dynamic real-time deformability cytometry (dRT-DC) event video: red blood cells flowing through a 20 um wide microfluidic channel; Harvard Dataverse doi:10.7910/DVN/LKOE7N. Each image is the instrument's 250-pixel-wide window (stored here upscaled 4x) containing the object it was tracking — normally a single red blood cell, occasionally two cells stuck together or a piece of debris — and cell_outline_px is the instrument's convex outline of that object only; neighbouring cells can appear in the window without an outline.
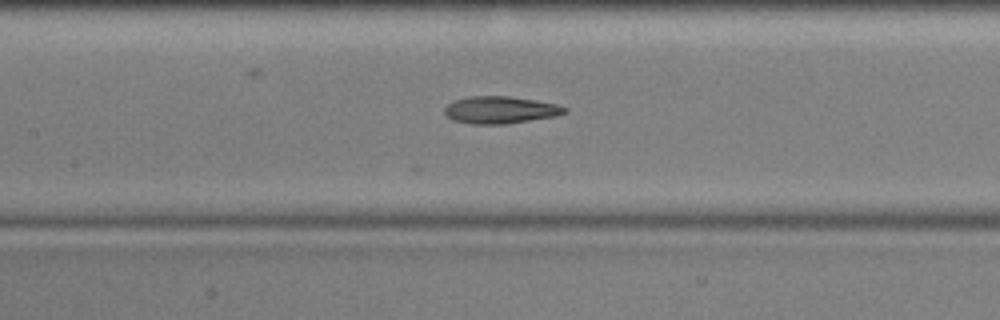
{"species": "common noctule bat (a hibernating species)", "species_latin": "Nyctalus noctula", "temperature_condition": "cold", "stored_images_in_passage": 27, "camera_frame_rate_fps": 3000, "um_per_image_px": 0.085, "animal": {"sex": "male", "body_mass_g": 17.9, "forearm_length_mm": 54.2}, "frame": {"image": 1, "passage_image": 14, "time_ms": 4.333, "image_size_px": [1000, 320], "cell_outline_px": [[568, 112], [556, 116], [504, 124], [472, 124], [452, 120], [444, 112], [444, 108], [448, 104], [456, 100], [472, 96], [508, 96], [536, 100], [556, 104], [568, 108]], "centroid_in_image_um": [42.55, 9.34], "position_along_channel_um": 164.9, "area_um2": 18.96}}
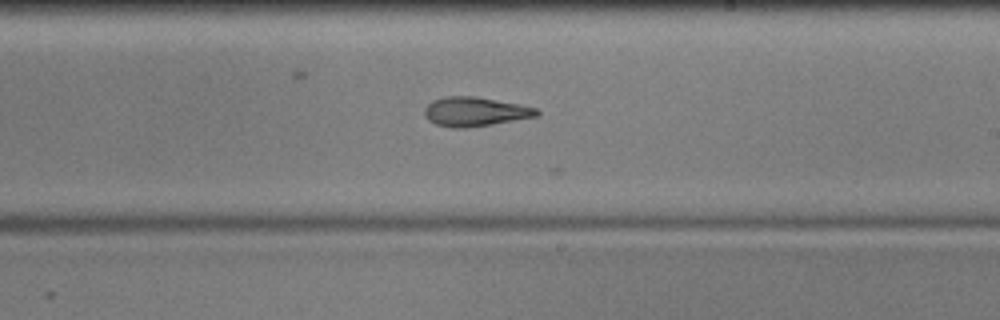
{"frame": {"image": 2, "passage_image": 21, "time_ms": 6.667, "image_size_px": [1000, 320], "cell_outline_px": [[540, 112], [536, 116], [492, 124], [464, 128], [452, 128], [436, 124], [428, 120], [424, 116], [424, 108], [432, 100], [444, 96], [476, 96], [520, 104], [540, 108]], "centroid_in_image_um": [40.36, 9.48], "position_along_channel_um": 248.6, "area_um2": 19.25}}
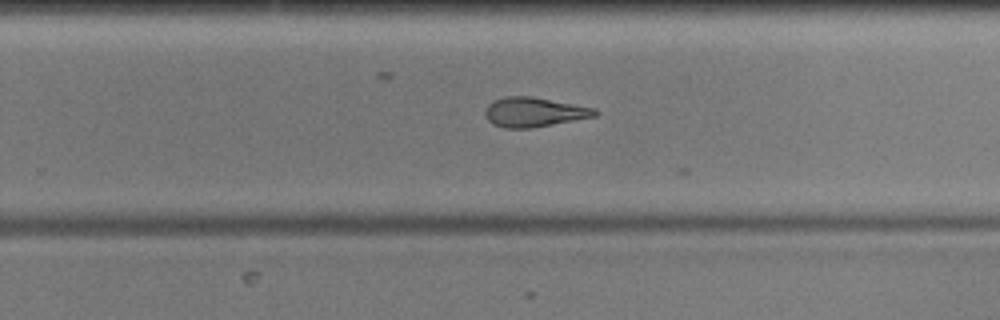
{"frame": {"image": 3, "passage_image": 24, "time_ms": 7.667, "image_size_px": [1000, 320], "cell_outline_px": [[600, 112], [596, 116], [532, 128], [504, 128], [492, 124], [484, 116], [484, 112], [488, 104], [492, 100], [504, 96], [528, 96], [596, 108]], "centroid_in_image_um": [45.36, 9.53], "position_along_channel_um": 284.4, "area_um2": 18.96}}